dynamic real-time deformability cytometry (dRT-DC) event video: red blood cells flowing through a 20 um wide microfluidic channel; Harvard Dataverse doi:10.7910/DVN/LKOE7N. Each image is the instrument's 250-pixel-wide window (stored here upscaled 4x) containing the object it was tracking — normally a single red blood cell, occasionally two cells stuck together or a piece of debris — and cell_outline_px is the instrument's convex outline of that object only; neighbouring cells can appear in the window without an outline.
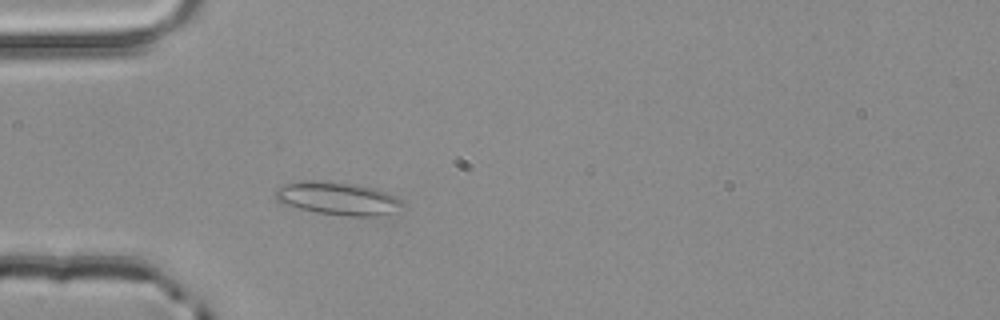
{"species": "common noctule bat (a hibernating species)", "species_latin": "Nyctalus noctula", "temperature_condition": "room temperature", "stored_images_in_passage": 2, "camera_frame_rate_fps": 3000, "um_per_image_px": 0.085, "animal": {"sex": "male", "body_mass_g": 20.4}, "frame": {"image": 1, "passage_image": 2, "time_ms": 0.333, "image_size_px": [1000, 320], "cell_outline_px": [[408, 204], [392, 212], [376, 216], [348, 216], [316, 212], [296, 208], [284, 204], [276, 200], [276, 188], [284, 184], [296, 180], [328, 180], [356, 184], [376, 188], [396, 196], [404, 200]], "centroid_in_image_um": [28.72, 16.85], "position_along_channel_um": 56.3, "area_um2": 24.97}}